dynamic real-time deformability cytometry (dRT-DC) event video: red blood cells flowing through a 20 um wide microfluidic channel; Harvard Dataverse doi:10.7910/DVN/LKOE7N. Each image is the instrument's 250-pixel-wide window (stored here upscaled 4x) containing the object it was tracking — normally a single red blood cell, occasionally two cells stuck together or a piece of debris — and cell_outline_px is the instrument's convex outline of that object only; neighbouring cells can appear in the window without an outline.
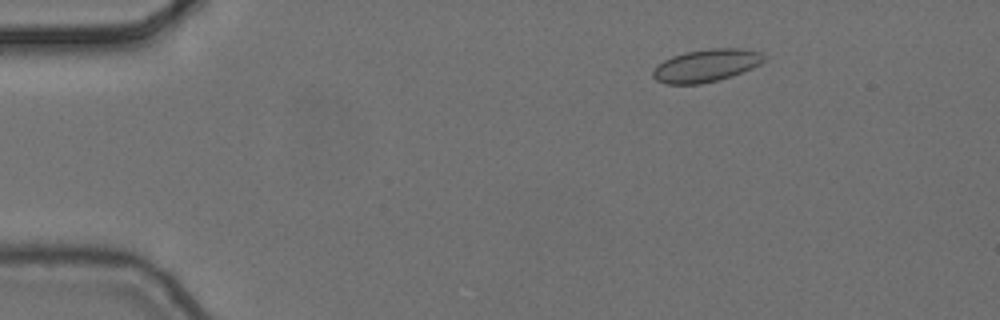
{"species": "common noctule bat (a hibernating species)", "species_latin": "Nyctalus noctula", "temperature_condition": "cold", "stored_images_in_passage": 3, "camera_frame_rate_fps": 3000, "um_per_image_px": 0.085, "animal": {"sex": "female", "body_mass_g": 24.6, "forearm_length_mm": 56.2}, "frame": {"image": 1, "passage_image": 1, "time_ms": 0.0, "image_size_px": [1000, 320], "cell_outline_px": [[768, 56], [760, 64], [752, 68], [732, 76], [720, 80], [700, 84], [664, 84], [656, 80], [652, 76], [652, 72], [664, 60], [672, 56], [688, 52], [708, 48], [740, 48], [760, 52]], "centroid_in_image_um": [60.05, 5.57], "position_along_channel_um": 24.9, "area_um2": 21.15}}